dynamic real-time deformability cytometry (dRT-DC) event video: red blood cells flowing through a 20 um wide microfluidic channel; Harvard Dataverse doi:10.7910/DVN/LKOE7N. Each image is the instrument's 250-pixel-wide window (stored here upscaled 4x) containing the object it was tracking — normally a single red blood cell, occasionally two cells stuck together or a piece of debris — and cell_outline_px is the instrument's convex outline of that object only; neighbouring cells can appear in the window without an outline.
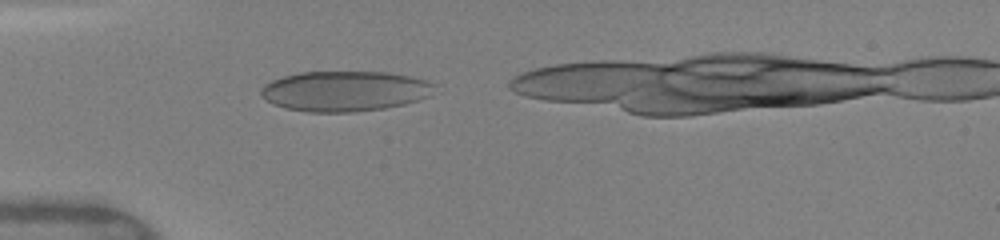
{"species": "human", "species_latin": "Homo sapiens", "temperature_condition": "warm", "stored_images_in_passage": 29, "camera_frame_rate_fps": 3000, "um_per_image_px": 0.085, "donor": {"sex": "female"}, "frame": {"image": 1, "passage_image": 3, "time_ms": 0.667, "image_size_px": [1000, 240], "cell_outline_px": [[440, 84], [428, 96], [404, 104], [384, 108], [352, 112], [308, 112], [284, 108], [272, 104], [260, 96], [260, 88], [264, 84], [272, 80], [284, 76], [300, 72], [388, 72], [428, 80]], "centroid_in_image_um": [29.3, 7.74], "position_along_channel_um": 55.7, "area_um2": 41.04}}
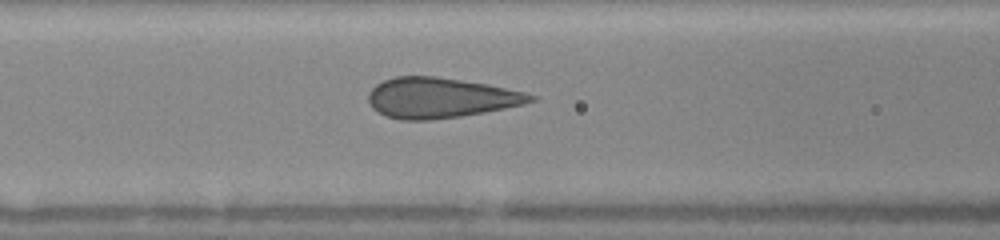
{"frame": {"image": 2, "passage_image": 9, "time_ms": 2.667, "image_size_px": [1000, 240], "cell_outline_px": [[536, 100], [524, 104], [484, 112], [460, 116], [428, 120], [400, 120], [388, 116], [372, 108], [368, 100], [368, 92], [376, 84], [384, 80], [396, 76], [436, 76], [488, 84], [524, 92], [536, 96]], "centroid_in_image_um": [37.42, 8.31], "position_along_channel_um": 129.2, "area_um2": 37.92}}
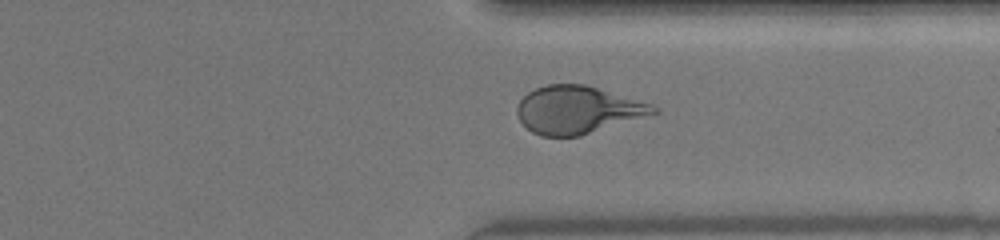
{"frame": {"image": 3, "passage_image": 26, "time_ms": 8.333, "image_size_px": [1000, 240], "cell_outline_px": [[660, 112], [580, 136], [540, 136], [532, 132], [520, 120], [516, 112], [516, 108], [520, 100], [528, 92], [536, 88], [548, 84], [584, 84], [652, 104], [660, 108]], "centroid_in_image_um": [49.1, 9.34], "position_along_channel_um": 362.3, "area_um2": 37.63}}